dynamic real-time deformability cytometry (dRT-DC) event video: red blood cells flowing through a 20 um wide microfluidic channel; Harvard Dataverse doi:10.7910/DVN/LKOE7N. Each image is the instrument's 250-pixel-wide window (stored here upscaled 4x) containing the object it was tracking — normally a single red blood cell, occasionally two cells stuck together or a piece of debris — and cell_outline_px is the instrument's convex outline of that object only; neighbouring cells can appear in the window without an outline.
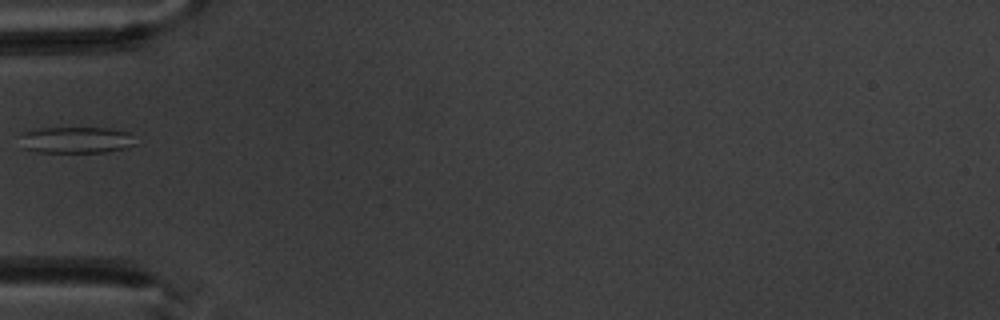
{"species": "common noctule bat (a hibernating species)", "species_latin": "Nyctalus noctula", "temperature_condition": "warm", "stored_images_in_passage": 1, "camera_frame_rate_fps": 3000, "um_per_image_px": 0.085, "animal": {"sex": "male", "body_mass_g": 20.1, "forearm_length_mm": 53.5}, "frame": {"image": 1, "passage_image": 1, "time_ms": 0.0, "image_size_px": [1000, 320], "cell_outline_px": [[136, 144], [124, 148], [104, 152], [36, 152], [20, 148], [20, 136], [24, 132], [36, 128], [108, 128], [128, 132]], "centroid_in_image_um": [6.38, 11.9], "position_along_channel_um": 78.6, "area_um2": 17.86}}